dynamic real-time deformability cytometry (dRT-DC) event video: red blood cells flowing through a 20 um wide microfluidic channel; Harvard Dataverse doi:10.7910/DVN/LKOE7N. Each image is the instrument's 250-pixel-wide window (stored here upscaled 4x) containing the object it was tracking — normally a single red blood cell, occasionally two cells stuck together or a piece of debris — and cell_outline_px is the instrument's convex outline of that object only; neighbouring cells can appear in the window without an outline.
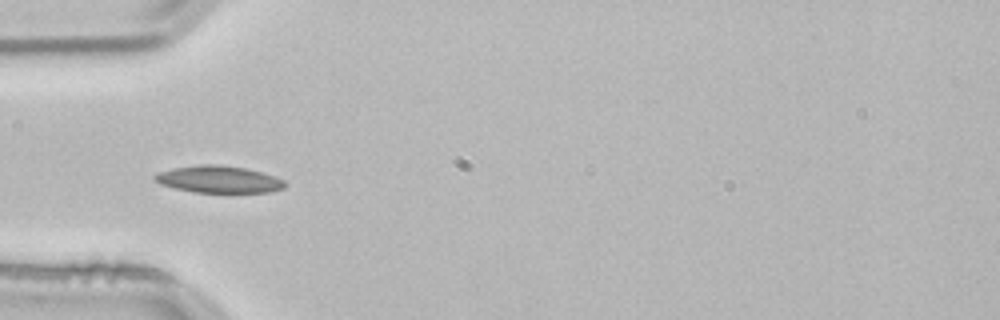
{"species": "common noctule bat (a hibernating species)", "species_latin": "Nyctalus noctula", "temperature_condition": "room temperature", "stored_images_in_passage": 5, "camera_frame_rate_fps": 3000, "um_per_image_px": 0.085, "animal": {"sex": "male", "body_mass_g": 21.5, "forearm_length_mm": 52.0}, "frame": {"image": 1, "passage_image": 4, "time_ms": 1.0, "image_size_px": [1000, 320], "cell_outline_px": [[288, 184], [284, 188], [272, 192], [192, 192], [160, 184], [152, 180], [152, 176], [156, 172], [172, 168], [200, 164], [220, 164], [244, 168], [260, 172], [284, 180]], "centroid_in_image_um": [18.54, 15.24], "position_along_channel_um": 66.5, "area_um2": 20.63}}